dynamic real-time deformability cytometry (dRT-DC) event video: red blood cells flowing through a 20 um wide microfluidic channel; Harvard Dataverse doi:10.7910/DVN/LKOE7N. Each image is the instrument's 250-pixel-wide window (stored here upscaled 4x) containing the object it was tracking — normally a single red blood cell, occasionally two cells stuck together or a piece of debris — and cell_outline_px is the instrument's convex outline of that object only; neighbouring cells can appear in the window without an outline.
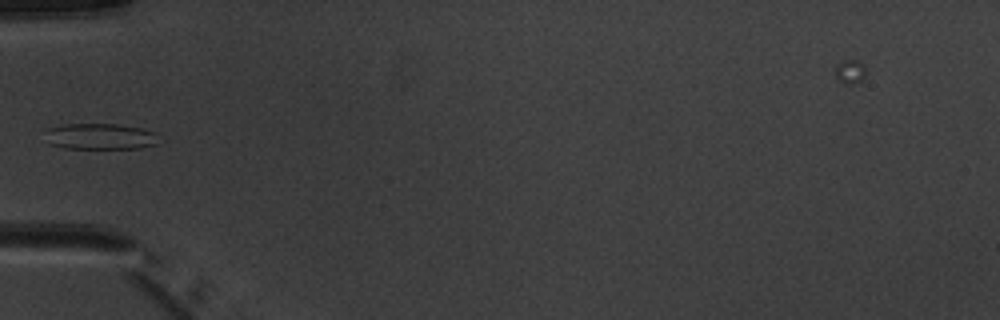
{"species": "common noctule bat (a hibernating species)", "species_latin": "Nyctalus noctula", "temperature_condition": "warm", "stored_images_in_passage": 5, "camera_frame_rate_fps": 3000, "um_per_image_px": 0.085, "animal": {"sex": "male", "body_mass_g": 20.1, "forearm_length_mm": 53.5}, "frame": {"image": 1, "passage_image": 5, "time_ms": 4.667, "image_size_px": [1000, 320], "cell_outline_px": [[156, 144], [140, 148], [64, 148], [48, 144], [44, 128], [64, 124], [116, 124], [140, 128], [156, 132]], "centroid_in_image_um": [8.44, 11.59], "position_along_channel_um": 76.6, "area_um2": 17.28}}